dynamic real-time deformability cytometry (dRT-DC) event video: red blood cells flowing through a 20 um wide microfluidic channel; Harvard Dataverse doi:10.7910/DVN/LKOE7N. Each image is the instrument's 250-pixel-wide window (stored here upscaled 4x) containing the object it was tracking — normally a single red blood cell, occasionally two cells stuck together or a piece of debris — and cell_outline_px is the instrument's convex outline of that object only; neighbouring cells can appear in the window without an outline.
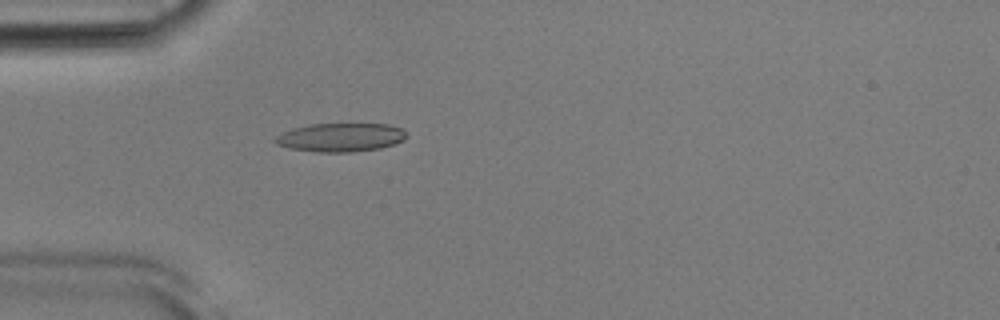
{"species": "Egyptian fruit bat (a non-hibernating species)", "species_latin": "Rousettus aegyptiacus", "temperature_condition": "room temperature", "stored_images_in_passage": 45, "camera_frame_rate_fps": 3000, "um_per_image_px": 0.085, "animal": {"sex": "male"}, "frame": {"image": 1, "passage_image": 8, "time_ms": 2.333, "image_size_px": [1000, 320], "cell_outline_px": [[408, 136], [404, 140], [380, 148], [352, 152], [320, 152], [288, 148], [276, 144], [272, 140], [280, 132], [292, 128], [308, 124], [388, 124], [400, 128]], "centroid_in_image_um": [28.89, 11.67], "position_along_channel_um": 56.1, "area_um2": 21.96}}
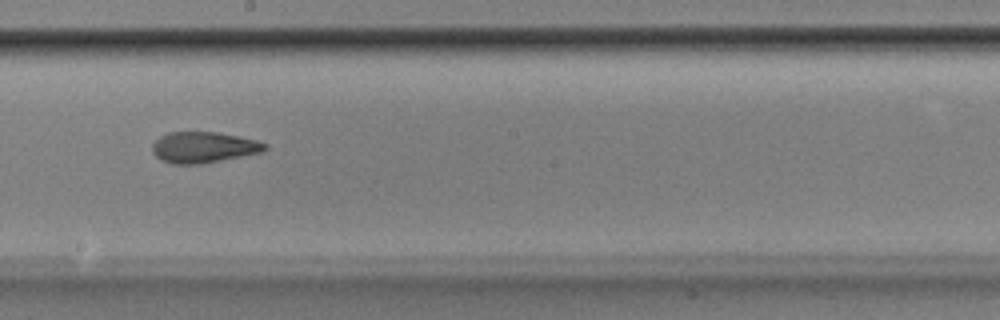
{"frame": {"image": 2, "passage_image": 22, "time_ms": 7.0, "image_size_px": [1000, 320], "cell_outline_px": [[268, 148], [264, 152], [200, 164], [172, 164], [160, 160], [152, 152], [152, 144], [160, 136], [168, 132], [216, 132], [256, 140], [268, 144]], "centroid_in_image_um": [17.3, 12.53], "position_along_channel_um": 230.9, "area_um2": 20.4}}
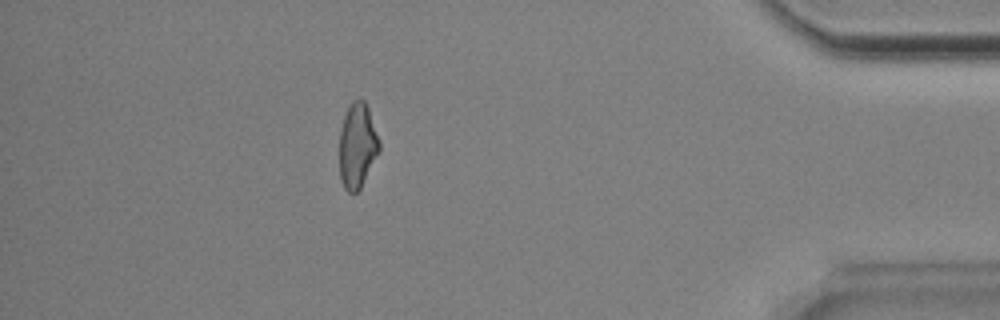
{"frame": {"image": 3, "passage_image": 39, "time_ms": 12.667, "image_size_px": [1000, 320], "cell_outline_px": [[380, 148], [360, 188], [356, 192], [348, 192], [344, 188], [340, 180], [340, 132], [344, 116], [352, 100], [364, 100], [368, 108], [380, 140]], "centroid_in_image_um": [30.37, 12.37], "position_along_channel_um": 404.8, "area_um2": 19.42}, "authors_computed_cell_mechanics": {"area_um2": 20.2878, "velocity_mm_per_s": 3.8705, "shape_relaxation_time_tau1_ms": 11.3837, "shape_relaxation_time_tau2_ms": 2.9403, "deformation_change_tau1": 0.2611, "deformation_change_tau2": 0.1109}}